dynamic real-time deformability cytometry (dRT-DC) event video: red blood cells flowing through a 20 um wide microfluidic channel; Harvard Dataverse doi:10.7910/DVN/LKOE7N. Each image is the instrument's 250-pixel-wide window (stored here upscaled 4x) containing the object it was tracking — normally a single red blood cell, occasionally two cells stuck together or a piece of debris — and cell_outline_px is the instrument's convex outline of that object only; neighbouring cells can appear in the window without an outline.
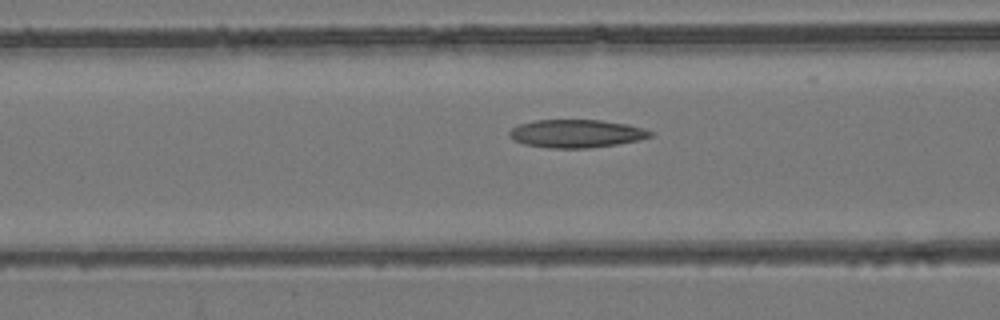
{"species": "common noctule bat (a hibernating species)", "species_latin": "Nyctalus noctula", "temperature_condition": "room temperature", "stored_images_in_passage": 31, "camera_frame_rate_fps": 3000, "um_per_image_px": 0.085, "animal": {"sex": "female", "body_mass_g": 24.6, "forearm_length_mm": 56.2}, "frame": {"image": 1, "passage_image": 7, "time_ms": 2.0, "image_size_px": [1000, 320], "cell_outline_px": [[652, 136], [640, 140], [616, 144], [588, 148], [548, 148], [524, 144], [512, 140], [508, 136], [508, 132], [512, 128], [520, 124], [536, 120], [600, 120], [628, 124], [644, 128], [652, 132]], "centroid_in_image_um": [48.97, 11.35], "position_along_channel_um": 117.6, "area_um2": 23.12}}
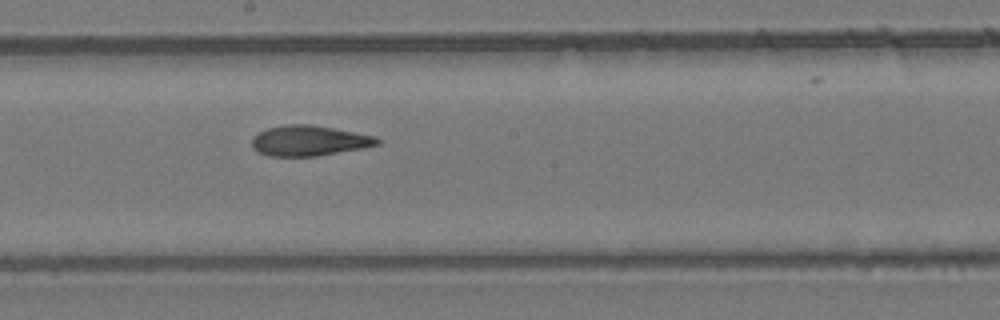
{"frame": {"image": 2, "passage_image": 15, "time_ms": 4.667, "image_size_px": [1000, 320], "cell_outline_px": [[380, 144], [360, 148], [316, 156], [268, 156], [256, 152], [252, 148], [252, 136], [268, 128], [284, 124], [308, 124], [332, 128], [376, 136], [380, 140]], "centroid_in_image_um": [26.22, 11.96], "position_along_channel_um": 222.0, "area_um2": 22.08}}
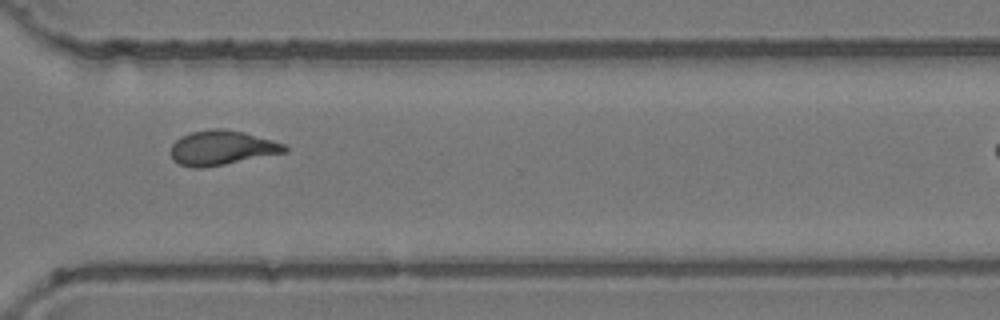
{"frame": {"image": 3, "passage_image": 25, "time_ms": 8.0, "image_size_px": [1000, 320], "cell_outline_px": [[288, 152], [204, 168], [192, 168], [180, 164], [172, 160], [172, 144], [180, 136], [192, 132], [212, 128], [220, 128], [244, 132], [272, 140], [284, 144], [288, 148]], "centroid_in_image_um": [18.85, 12.57], "position_along_channel_um": 351.7, "area_um2": 22.95}}